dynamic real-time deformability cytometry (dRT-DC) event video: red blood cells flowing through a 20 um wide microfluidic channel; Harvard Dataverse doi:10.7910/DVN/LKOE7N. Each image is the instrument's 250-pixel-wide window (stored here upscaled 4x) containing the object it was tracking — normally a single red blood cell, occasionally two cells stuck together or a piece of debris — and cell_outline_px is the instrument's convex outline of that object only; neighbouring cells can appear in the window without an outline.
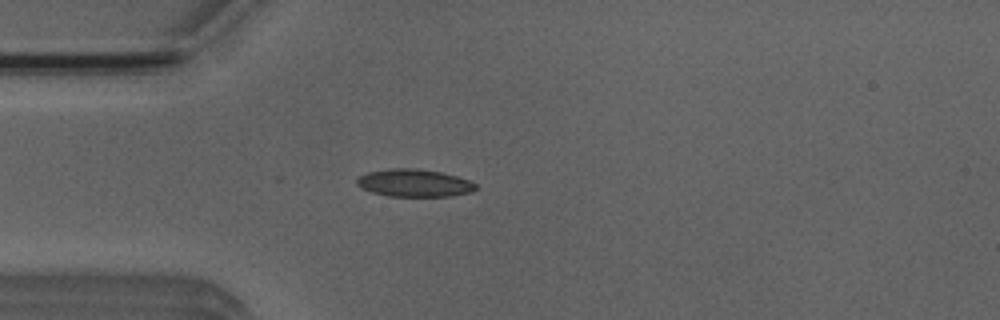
{"species": "Egyptian fruit bat (a non-hibernating species)", "species_latin": "Rousettus aegyptiacus", "temperature_condition": "room temperature", "stored_images_in_passage": 2, "camera_frame_rate_fps": 3000, "um_per_image_px": 0.085, "animal": {"sex": "male"}, "frame": {"image": 1, "passage_image": 2, "time_ms": 1.333, "image_size_px": [1000, 320], "cell_outline_px": [[476, 188], [472, 192], [452, 196], [388, 196], [372, 192], [356, 184], [356, 180], [360, 176], [368, 172], [388, 168], [416, 168], [440, 172], [456, 176], [468, 180], [476, 184]], "centroid_in_image_um": [35.21, 15.55], "position_along_channel_um": 49.8, "area_um2": 19.02}}